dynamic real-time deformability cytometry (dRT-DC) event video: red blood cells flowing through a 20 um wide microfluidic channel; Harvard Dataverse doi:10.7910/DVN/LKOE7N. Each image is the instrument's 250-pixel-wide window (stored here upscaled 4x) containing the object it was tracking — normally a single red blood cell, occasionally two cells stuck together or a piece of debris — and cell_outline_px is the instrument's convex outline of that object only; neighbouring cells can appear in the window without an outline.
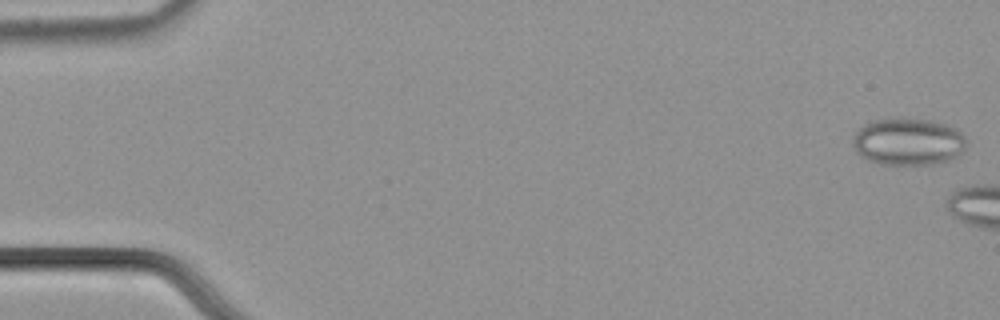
{"species": "common noctule bat (a hibernating species)", "species_latin": "Nyctalus noctula", "temperature_condition": "cold", "stored_images_in_passage": 7, "camera_frame_rate_fps": 3000, "um_per_image_px": 0.085, "animal": {"sex": "male", "body_mass_g": 21.5, "forearm_length_mm": 52.0}, "frame": {"image": 1, "passage_image": 1, "time_ms": 0.0, "image_size_px": [1000, 320], "cell_outline_px": [[968, 140], [964, 148], [956, 156], [948, 160], [932, 164], [880, 164], [868, 160], [860, 156], [856, 152], [852, 144], [852, 140], [856, 128], [872, 120], [900, 116], [908, 116], [932, 120], [948, 124], [956, 128]], "centroid_in_image_um": [77.15, 11.99], "position_along_channel_um": 7.8, "area_um2": 32.08}}